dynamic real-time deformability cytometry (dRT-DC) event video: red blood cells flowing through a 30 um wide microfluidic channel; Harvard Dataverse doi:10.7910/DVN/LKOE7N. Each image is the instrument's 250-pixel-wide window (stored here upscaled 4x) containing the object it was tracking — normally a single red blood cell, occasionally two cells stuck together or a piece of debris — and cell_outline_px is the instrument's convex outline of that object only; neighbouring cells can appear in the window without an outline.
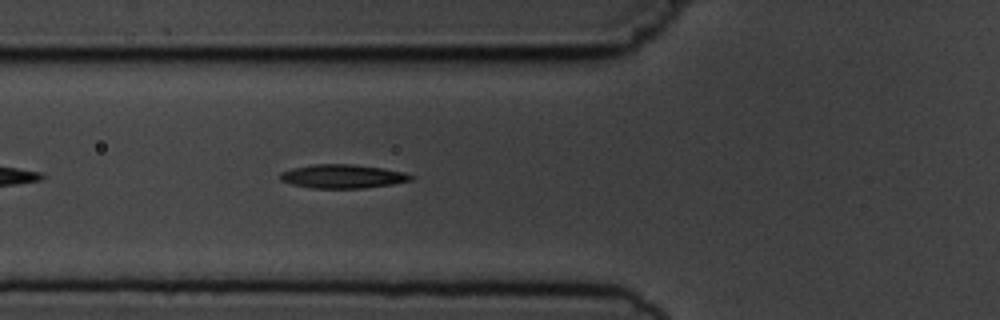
{"species": "common noctule bat (a hibernating species)", "species_latin": "Nyctalus noctula", "temperature_condition": "cold", "stored_images_in_passage": 5, "camera_frame_rate_fps": 3000, "um_per_image_px": 0.085, "animal": {"sex": "male", "body_mass_g": 19.5, "forearm_length_mm": 54.6}, "frame": {"image": 1, "passage_image": 5, "time_ms": 4.667, "image_size_px": [1000, 320], "cell_outline_px": [[416, 176], [412, 180], [392, 184], [364, 188], [312, 188], [292, 184], [280, 180], [280, 172], [292, 168], [312, 164], [352, 164], [384, 168], [404, 172]], "centroid_in_image_um": [29.14, 14.98], "position_along_channel_um": 96.7, "area_um2": 18.21}}